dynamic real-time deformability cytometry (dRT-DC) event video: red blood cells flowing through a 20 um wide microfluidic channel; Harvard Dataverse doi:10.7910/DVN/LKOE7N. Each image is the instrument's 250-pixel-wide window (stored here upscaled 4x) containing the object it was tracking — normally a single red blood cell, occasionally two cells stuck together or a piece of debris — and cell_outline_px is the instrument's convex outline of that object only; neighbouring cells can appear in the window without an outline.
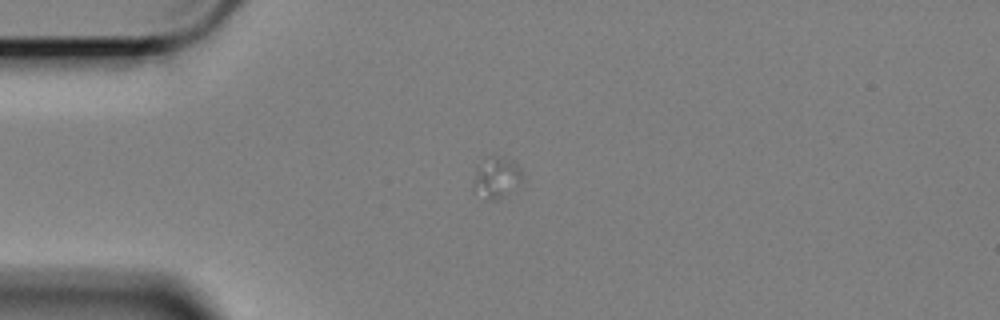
{"species": "Egyptian fruit bat (a non-hibernating species)", "species_latin": "Rousettus aegyptiacus", "temperature_condition": "cold", "stored_images_in_passage": 30, "camera_frame_rate_fps": 3000, "um_per_image_px": 0.085, "animal": {"sex": "female"}, "frame": {"image": 1, "passage_image": 5, "time_ms": 1.333, "image_size_px": [1000, 320], "cell_outline_px": [[524, 184], [496, 200], [472, 192], [476, 164], [492, 156], [500, 156], [512, 160], [516, 164], [520, 172]], "centroid_in_image_um": [42.2, 15.09], "position_along_channel_um": 42.8, "area_um2": 11.79}}
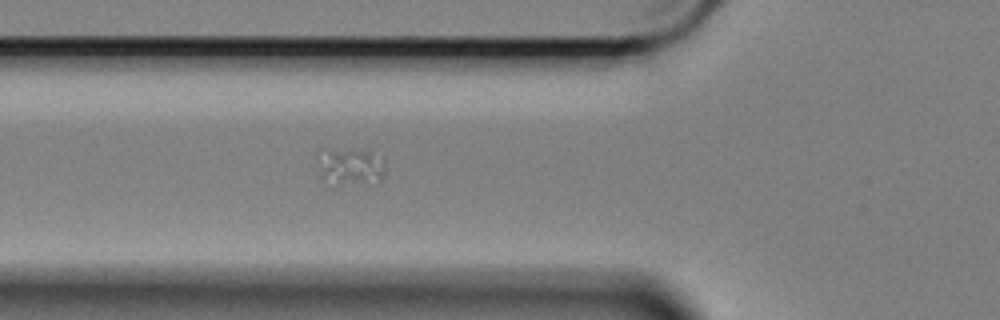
{"frame": {"image": 2, "passage_image": 15, "time_ms": 4.667, "image_size_px": [1000, 320], "cell_outline_px": [[384, 172], [380, 184], [332, 188], [320, 180], [316, 152], [324, 148], [368, 152], [384, 164]], "centroid_in_image_um": [29.64, 14.29], "position_along_channel_um": 96.2, "area_um2": 15.78}}
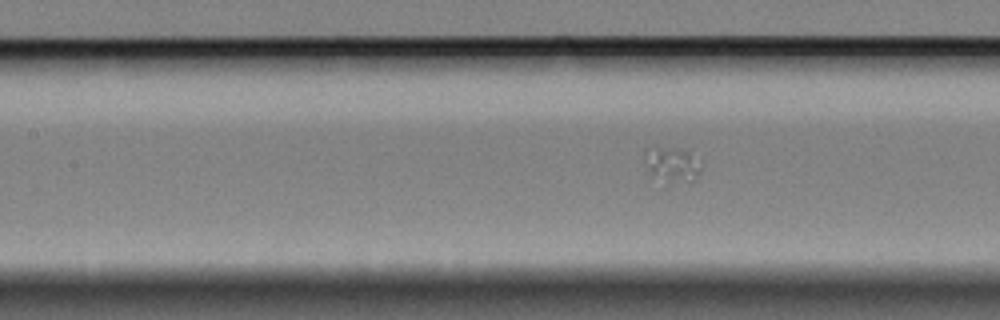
{"frame": {"image": 3, "passage_image": 22, "time_ms": 7.0, "image_size_px": [1000, 320], "cell_outline_px": [[700, 172], [696, 180], [668, 184], [648, 180], [644, 152], [644, 148], [672, 148], [688, 152], [700, 168]], "centroid_in_image_um": [56.98, 14.09], "position_along_channel_um": 150.4, "area_um2": 11.85}}